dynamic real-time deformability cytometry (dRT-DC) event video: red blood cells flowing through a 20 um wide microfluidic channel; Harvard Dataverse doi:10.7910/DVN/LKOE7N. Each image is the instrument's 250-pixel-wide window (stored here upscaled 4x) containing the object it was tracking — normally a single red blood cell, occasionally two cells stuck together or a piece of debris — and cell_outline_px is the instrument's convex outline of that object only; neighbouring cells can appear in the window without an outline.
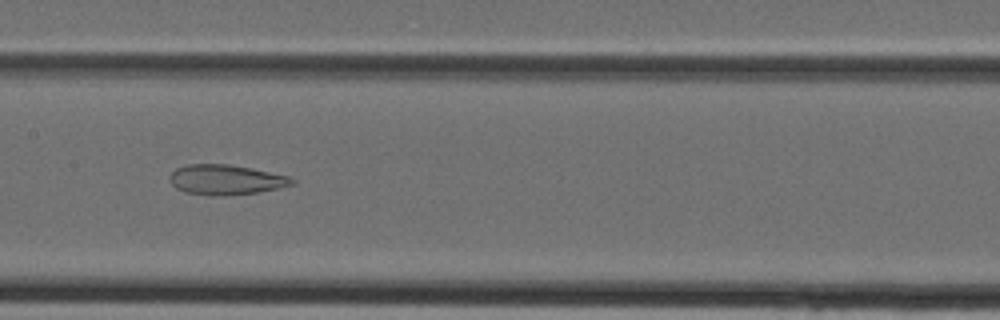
{"species": "Egyptian fruit bat (a non-hibernating species)", "species_latin": "Rousettus aegyptiacus", "temperature_condition": "cold", "stored_images_in_passage": 25, "camera_frame_rate_fps": 3000, "um_per_image_px": 0.085, "animal": {"sex": "female"}, "frame": {"image": 1, "passage_image": 19, "time_ms": 6.0, "image_size_px": [1000, 320], "cell_outline_px": [[296, 184], [280, 188], [256, 192], [224, 196], [208, 196], [184, 192], [176, 188], [172, 184], [168, 176], [176, 168], [188, 164], [228, 164], [252, 168], [288, 176], [296, 180]], "centroid_in_image_um": [19.19, 15.28], "position_along_channel_um": 188.2, "area_um2": 21.62}}
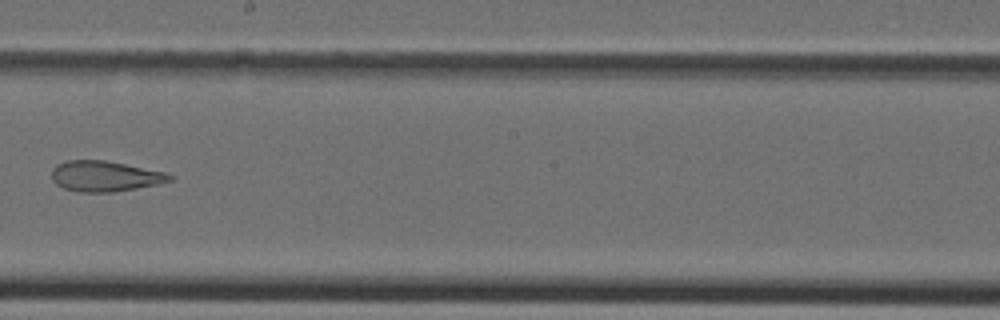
{"frame": {"image": 2, "passage_image": 22, "time_ms": 7.0, "image_size_px": [1000, 320], "cell_outline_px": [[172, 180], [156, 184], [136, 188], [112, 192], [76, 192], [64, 188], [56, 184], [52, 180], [52, 168], [56, 164], [64, 160], [104, 160], [164, 172], [172, 176]], "centroid_in_image_um": [8.84, 14.97], "position_along_channel_um": 239.4, "area_um2": 20.87}}